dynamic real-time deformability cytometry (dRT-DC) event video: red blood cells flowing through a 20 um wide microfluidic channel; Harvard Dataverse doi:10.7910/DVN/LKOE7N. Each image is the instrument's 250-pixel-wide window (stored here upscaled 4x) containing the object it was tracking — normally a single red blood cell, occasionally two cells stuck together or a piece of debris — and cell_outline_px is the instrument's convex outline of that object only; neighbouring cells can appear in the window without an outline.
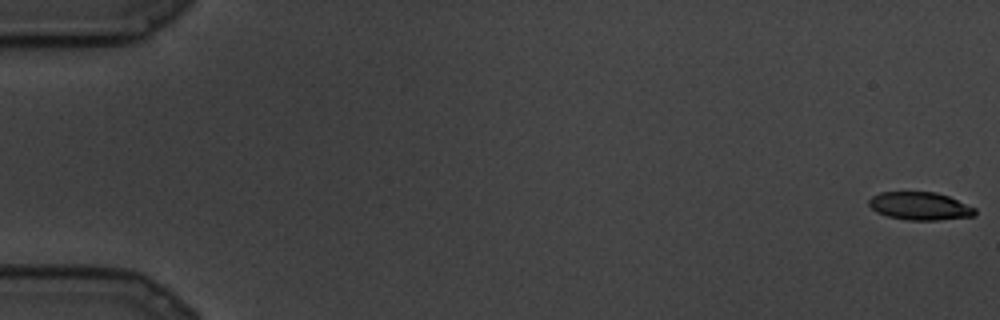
{"species": "common noctule bat (a hibernating species)", "species_latin": "Nyctalus noctula", "temperature_condition": "cold", "stored_images_in_passage": 91, "camera_frame_rate_fps": 3000, "um_per_image_px": 0.085, "animal": {"sex": "male", "body_mass_g": 19.5, "forearm_length_mm": 54.6}, "frame": {"image": 1, "passage_image": 1, "time_ms": 0.0, "image_size_px": [1000, 320], "cell_outline_px": [[976, 216], [936, 220], [908, 220], [888, 216], [876, 212], [868, 204], [868, 200], [872, 196], [880, 192], [936, 192], [948, 196], [976, 208]], "centroid_in_image_um": [78.2, 17.51], "position_along_channel_um": 6.8, "area_um2": 17.28}}
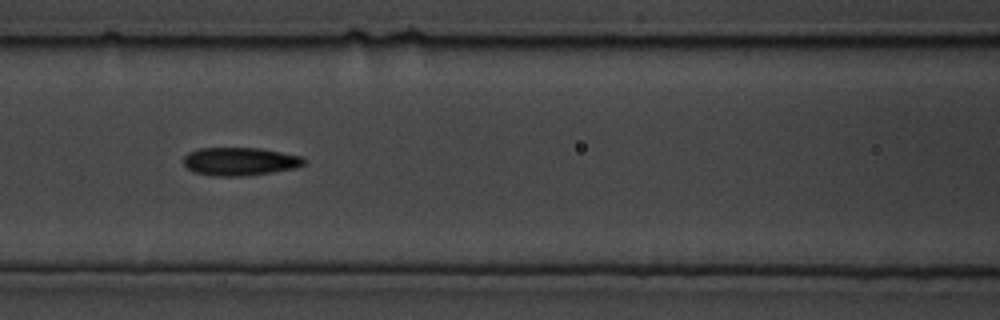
{"frame": {"image": 2, "passage_image": 40, "time_ms": 13.0, "image_size_px": [1000, 320], "cell_outline_px": [[304, 164], [296, 168], [272, 172], [244, 176], [212, 176], [196, 172], [188, 168], [184, 164], [184, 156], [188, 152], [200, 148], [260, 148], [300, 156], [304, 160]], "centroid_in_image_um": [20.37, 13.72], "position_along_channel_um": 146.2, "area_um2": 19.59}}
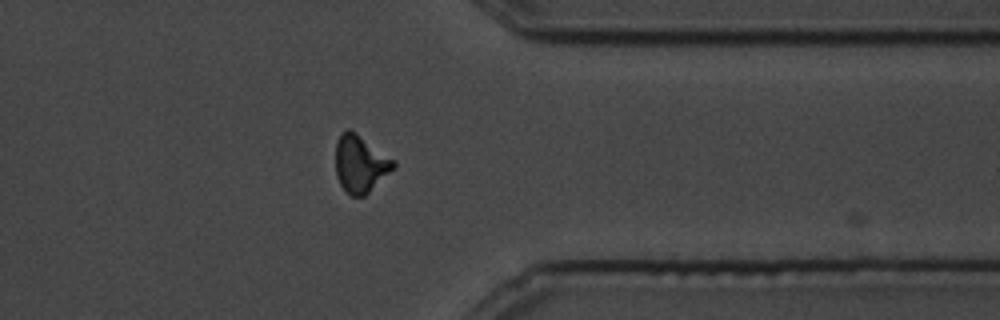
{"frame": {"image": 3, "passage_image": 72, "time_ms": 23.667, "image_size_px": [1000, 320], "cell_outline_px": [[396, 168], [364, 196], [352, 196], [340, 184], [336, 176], [336, 140], [340, 132], [348, 128], [356, 132], [396, 160]], "centroid_in_image_um": [30.65, 13.89], "position_along_channel_um": 380.8, "area_um2": 19.59}}